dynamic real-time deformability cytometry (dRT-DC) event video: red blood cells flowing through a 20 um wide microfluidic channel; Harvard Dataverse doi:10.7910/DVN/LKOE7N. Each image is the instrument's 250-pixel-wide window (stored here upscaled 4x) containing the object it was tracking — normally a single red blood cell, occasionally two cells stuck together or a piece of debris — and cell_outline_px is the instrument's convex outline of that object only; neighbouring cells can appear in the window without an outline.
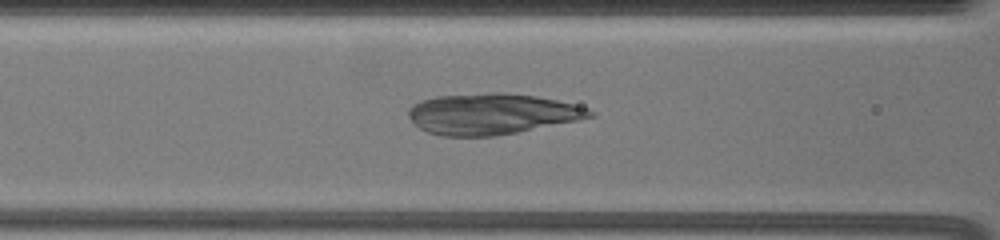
{"species": "common noctule bat (a hibernating species)", "species_latin": "Nyctalus noctula", "temperature_condition": "warm", "stored_images_in_passage": 33, "camera_frame_rate_fps": 3000, "um_per_image_px": 0.085, "animal": {"sex": "female", "body_mass_g": 19.5, "forearm_length_mm": 54.1}, "frame": {"image": 1, "passage_image": 18, "time_ms": 10.333, "image_size_px": [1000, 240], "cell_outline_px": [[596, 116], [496, 136], [440, 136], [428, 132], [420, 128], [408, 116], [408, 108], [412, 104], [420, 100], [436, 96], [492, 92], [504, 92], [536, 96], [556, 100], [588, 108], [596, 112]], "centroid_in_image_um": [41.77, 9.67], "position_along_channel_um": 124.8, "area_um2": 43.18}}
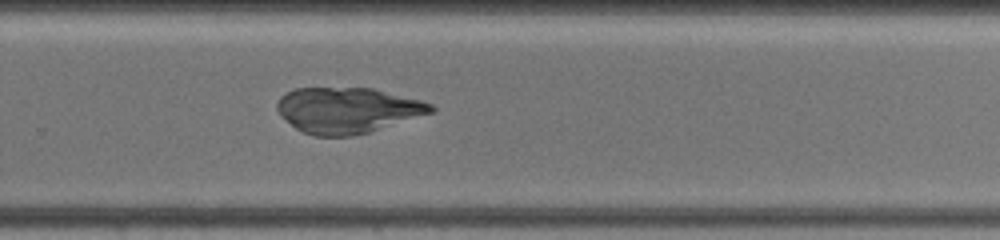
{"frame": {"image": 2, "passage_image": 25, "time_ms": 15.333, "image_size_px": [1000, 240], "cell_outline_px": [[436, 112], [368, 132], [352, 136], [312, 136], [296, 128], [280, 116], [276, 108], [276, 104], [280, 96], [296, 88], [372, 88], [420, 100], [432, 104], [436, 108]], "centroid_in_image_um": [29.54, 9.37], "position_along_channel_um": 300.3, "area_um2": 40.98}}
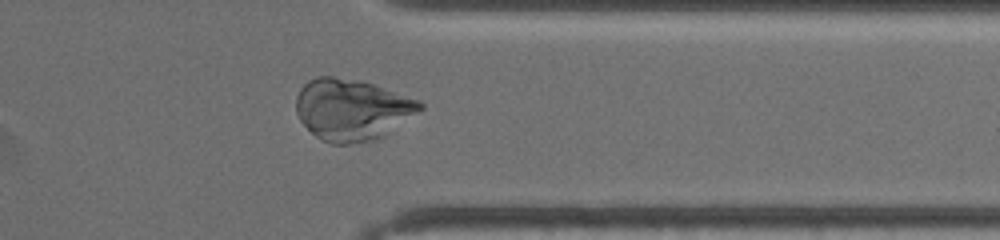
{"frame": {"image": 3, "passage_image": 28, "time_ms": 17.667, "image_size_px": [1000, 240], "cell_outline_px": [[424, 108], [384, 136], [376, 140], [352, 144], [332, 144], [320, 140], [300, 120], [296, 112], [296, 96], [300, 88], [308, 80], [316, 76], [332, 76], [360, 80], [420, 100], [424, 104]], "centroid_in_image_um": [29.91, 9.32], "position_along_channel_um": 381.5, "area_um2": 44.56}}